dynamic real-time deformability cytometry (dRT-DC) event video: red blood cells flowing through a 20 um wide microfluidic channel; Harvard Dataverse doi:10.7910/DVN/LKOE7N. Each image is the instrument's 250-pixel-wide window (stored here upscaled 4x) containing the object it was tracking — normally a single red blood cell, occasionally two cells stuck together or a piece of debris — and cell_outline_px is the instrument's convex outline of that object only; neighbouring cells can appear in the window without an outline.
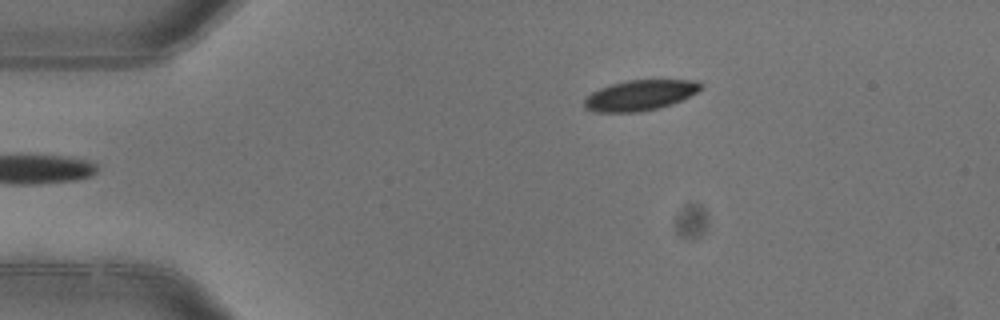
{"species": "common noctule bat (a hibernating species)", "species_latin": "Nyctalus noctula", "temperature_condition": "warm", "stored_images_in_passage": 3, "camera_frame_rate_fps": 3000, "um_per_image_px": 0.085, "animal": {"sex": "female"}, "frame": {"image": 1, "passage_image": 3, "time_ms": 0.667, "image_size_px": [1000, 320], "cell_outline_px": [[704, 84], [696, 92], [680, 100], [656, 108], [636, 112], [596, 112], [584, 108], [584, 100], [592, 92], [600, 88], [612, 84], [628, 80], [696, 80]], "centroid_in_image_um": [54.37, 8.09], "position_along_channel_um": 30.6, "area_um2": 20.29}}